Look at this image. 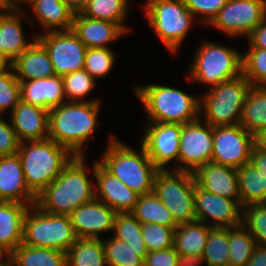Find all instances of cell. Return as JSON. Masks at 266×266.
<instances>
[{
    "instance_id": "obj_6",
    "label": "cell",
    "mask_w": 266,
    "mask_h": 266,
    "mask_svg": "<svg viewBox=\"0 0 266 266\" xmlns=\"http://www.w3.org/2000/svg\"><path fill=\"white\" fill-rule=\"evenodd\" d=\"M76 239L69 215L47 213L36 204L27 210L22 244L67 252Z\"/></svg>"
},
{
    "instance_id": "obj_37",
    "label": "cell",
    "mask_w": 266,
    "mask_h": 266,
    "mask_svg": "<svg viewBox=\"0 0 266 266\" xmlns=\"http://www.w3.org/2000/svg\"><path fill=\"white\" fill-rule=\"evenodd\" d=\"M242 226L229 228V266H247L256 242Z\"/></svg>"
},
{
    "instance_id": "obj_46",
    "label": "cell",
    "mask_w": 266,
    "mask_h": 266,
    "mask_svg": "<svg viewBox=\"0 0 266 266\" xmlns=\"http://www.w3.org/2000/svg\"><path fill=\"white\" fill-rule=\"evenodd\" d=\"M19 144L20 142L11 124L0 118V156L17 154Z\"/></svg>"
},
{
    "instance_id": "obj_44",
    "label": "cell",
    "mask_w": 266,
    "mask_h": 266,
    "mask_svg": "<svg viewBox=\"0 0 266 266\" xmlns=\"http://www.w3.org/2000/svg\"><path fill=\"white\" fill-rule=\"evenodd\" d=\"M20 100V82L11 69L0 75V115L9 108L12 112Z\"/></svg>"
},
{
    "instance_id": "obj_39",
    "label": "cell",
    "mask_w": 266,
    "mask_h": 266,
    "mask_svg": "<svg viewBox=\"0 0 266 266\" xmlns=\"http://www.w3.org/2000/svg\"><path fill=\"white\" fill-rule=\"evenodd\" d=\"M242 75L252 86L266 87V49L250 47L242 55Z\"/></svg>"
},
{
    "instance_id": "obj_14",
    "label": "cell",
    "mask_w": 266,
    "mask_h": 266,
    "mask_svg": "<svg viewBox=\"0 0 266 266\" xmlns=\"http://www.w3.org/2000/svg\"><path fill=\"white\" fill-rule=\"evenodd\" d=\"M266 17V0H229L209 24L233 37H248Z\"/></svg>"
},
{
    "instance_id": "obj_43",
    "label": "cell",
    "mask_w": 266,
    "mask_h": 266,
    "mask_svg": "<svg viewBox=\"0 0 266 266\" xmlns=\"http://www.w3.org/2000/svg\"><path fill=\"white\" fill-rule=\"evenodd\" d=\"M174 231L172 227L156 223L142 224V238L147 252L173 247Z\"/></svg>"
},
{
    "instance_id": "obj_42",
    "label": "cell",
    "mask_w": 266,
    "mask_h": 266,
    "mask_svg": "<svg viewBox=\"0 0 266 266\" xmlns=\"http://www.w3.org/2000/svg\"><path fill=\"white\" fill-rule=\"evenodd\" d=\"M95 79L85 70H78L63 76L66 101H81L95 86Z\"/></svg>"
},
{
    "instance_id": "obj_50",
    "label": "cell",
    "mask_w": 266,
    "mask_h": 266,
    "mask_svg": "<svg viewBox=\"0 0 266 266\" xmlns=\"http://www.w3.org/2000/svg\"><path fill=\"white\" fill-rule=\"evenodd\" d=\"M247 266H266V245H256Z\"/></svg>"
},
{
    "instance_id": "obj_48",
    "label": "cell",
    "mask_w": 266,
    "mask_h": 266,
    "mask_svg": "<svg viewBox=\"0 0 266 266\" xmlns=\"http://www.w3.org/2000/svg\"><path fill=\"white\" fill-rule=\"evenodd\" d=\"M250 47L266 49V17L247 37Z\"/></svg>"
},
{
    "instance_id": "obj_38",
    "label": "cell",
    "mask_w": 266,
    "mask_h": 266,
    "mask_svg": "<svg viewBox=\"0 0 266 266\" xmlns=\"http://www.w3.org/2000/svg\"><path fill=\"white\" fill-rule=\"evenodd\" d=\"M113 230L114 237L133 249H146L142 238V224L131 213H117Z\"/></svg>"
},
{
    "instance_id": "obj_12",
    "label": "cell",
    "mask_w": 266,
    "mask_h": 266,
    "mask_svg": "<svg viewBox=\"0 0 266 266\" xmlns=\"http://www.w3.org/2000/svg\"><path fill=\"white\" fill-rule=\"evenodd\" d=\"M255 137L239 125L213 127L212 161L235 169L250 162Z\"/></svg>"
},
{
    "instance_id": "obj_32",
    "label": "cell",
    "mask_w": 266,
    "mask_h": 266,
    "mask_svg": "<svg viewBox=\"0 0 266 266\" xmlns=\"http://www.w3.org/2000/svg\"><path fill=\"white\" fill-rule=\"evenodd\" d=\"M131 214L141 224L156 223L174 229L178 226L170 211L154 191L139 195L138 201Z\"/></svg>"
},
{
    "instance_id": "obj_19",
    "label": "cell",
    "mask_w": 266,
    "mask_h": 266,
    "mask_svg": "<svg viewBox=\"0 0 266 266\" xmlns=\"http://www.w3.org/2000/svg\"><path fill=\"white\" fill-rule=\"evenodd\" d=\"M37 196L26 184L18 154L0 156V201L35 205Z\"/></svg>"
},
{
    "instance_id": "obj_55",
    "label": "cell",
    "mask_w": 266,
    "mask_h": 266,
    "mask_svg": "<svg viewBox=\"0 0 266 266\" xmlns=\"http://www.w3.org/2000/svg\"><path fill=\"white\" fill-rule=\"evenodd\" d=\"M14 8L7 2V0H0V16L11 12Z\"/></svg>"
},
{
    "instance_id": "obj_27",
    "label": "cell",
    "mask_w": 266,
    "mask_h": 266,
    "mask_svg": "<svg viewBox=\"0 0 266 266\" xmlns=\"http://www.w3.org/2000/svg\"><path fill=\"white\" fill-rule=\"evenodd\" d=\"M35 17L44 27L46 32L61 30H70L74 13L62 0H28ZM57 28V29H56Z\"/></svg>"
},
{
    "instance_id": "obj_1",
    "label": "cell",
    "mask_w": 266,
    "mask_h": 266,
    "mask_svg": "<svg viewBox=\"0 0 266 266\" xmlns=\"http://www.w3.org/2000/svg\"><path fill=\"white\" fill-rule=\"evenodd\" d=\"M99 100L66 101L49 110L48 138L66 147L74 156H83L82 149L96 131Z\"/></svg>"
},
{
    "instance_id": "obj_51",
    "label": "cell",
    "mask_w": 266,
    "mask_h": 266,
    "mask_svg": "<svg viewBox=\"0 0 266 266\" xmlns=\"http://www.w3.org/2000/svg\"><path fill=\"white\" fill-rule=\"evenodd\" d=\"M204 260L200 256L188 255V254H178L177 266H200Z\"/></svg>"
},
{
    "instance_id": "obj_17",
    "label": "cell",
    "mask_w": 266,
    "mask_h": 266,
    "mask_svg": "<svg viewBox=\"0 0 266 266\" xmlns=\"http://www.w3.org/2000/svg\"><path fill=\"white\" fill-rule=\"evenodd\" d=\"M117 212L101 200L94 198L73 210L71 224L77 238H100V232L113 231Z\"/></svg>"
},
{
    "instance_id": "obj_26",
    "label": "cell",
    "mask_w": 266,
    "mask_h": 266,
    "mask_svg": "<svg viewBox=\"0 0 266 266\" xmlns=\"http://www.w3.org/2000/svg\"><path fill=\"white\" fill-rule=\"evenodd\" d=\"M22 15L24 17V12L19 8L0 16V46L2 47V54H5L12 61L37 39V36H34L32 42L25 40L22 22L20 21Z\"/></svg>"
},
{
    "instance_id": "obj_41",
    "label": "cell",
    "mask_w": 266,
    "mask_h": 266,
    "mask_svg": "<svg viewBox=\"0 0 266 266\" xmlns=\"http://www.w3.org/2000/svg\"><path fill=\"white\" fill-rule=\"evenodd\" d=\"M115 60L110 48H87L84 69L96 80L109 75Z\"/></svg>"
},
{
    "instance_id": "obj_4",
    "label": "cell",
    "mask_w": 266,
    "mask_h": 266,
    "mask_svg": "<svg viewBox=\"0 0 266 266\" xmlns=\"http://www.w3.org/2000/svg\"><path fill=\"white\" fill-rule=\"evenodd\" d=\"M140 149L138 153L111 135L108 148L99 162L127 187L143 195L153 191L155 175L159 169L142 144Z\"/></svg>"
},
{
    "instance_id": "obj_36",
    "label": "cell",
    "mask_w": 266,
    "mask_h": 266,
    "mask_svg": "<svg viewBox=\"0 0 266 266\" xmlns=\"http://www.w3.org/2000/svg\"><path fill=\"white\" fill-rule=\"evenodd\" d=\"M202 258L207 266H229V228L209 229Z\"/></svg>"
},
{
    "instance_id": "obj_24",
    "label": "cell",
    "mask_w": 266,
    "mask_h": 266,
    "mask_svg": "<svg viewBox=\"0 0 266 266\" xmlns=\"http://www.w3.org/2000/svg\"><path fill=\"white\" fill-rule=\"evenodd\" d=\"M29 205L0 201V256H9L23 241V220Z\"/></svg>"
},
{
    "instance_id": "obj_33",
    "label": "cell",
    "mask_w": 266,
    "mask_h": 266,
    "mask_svg": "<svg viewBox=\"0 0 266 266\" xmlns=\"http://www.w3.org/2000/svg\"><path fill=\"white\" fill-rule=\"evenodd\" d=\"M67 266H105L103 240L100 238H77L66 252Z\"/></svg>"
},
{
    "instance_id": "obj_54",
    "label": "cell",
    "mask_w": 266,
    "mask_h": 266,
    "mask_svg": "<svg viewBox=\"0 0 266 266\" xmlns=\"http://www.w3.org/2000/svg\"><path fill=\"white\" fill-rule=\"evenodd\" d=\"M255 144L266 151V129L255 136Z\"/></svg>"
},
{
    "instance_id": "obj_40",
    "label": "cell",
    "mask_w": 266,
    "mask_h": 266,
    "mask_svg": "<svg viewBox=\"0 0 266 266\" xmlns=\"http://www.w3.org/2000/svg\"><path fill=\"white\" fill-rule=\"evenodd\" d=\"M241 225L251 234L256 245H266V203L242 207Z\"/></svg>"
},
{
    "instance_id": "obj_31",
    "label": "cell",
    "mask_w": 266,
    "mask_h": 266,
    "mask_svg": "<svg viewBox=\"0 0 266 266\" xmlns=\"http://www.w3.org/2000/svg\"><path fill=\"white\" fill-rule=\"evenodd\" d=\"M14 266H67L66 252L20 244L10 255Z\"/></svg>"
},
{
    "instance_id": "obj_29",
    "label": "cell",
    "mask_w": 266,
    "mask_h": 266,
    "mask_svg": "<svg viewBox=\"0 0 266 266\" xmlns=\"http://www.w3.org/2000/svg\"><path fill=\"white\" fill-rule=\"evenodd\" d=\"M240 124L254 137L266 129V87L251 86L243 103Z\"/></svg>"
},
{
    "instance_id": "obj_57",
    "label": "cell",
    "mask_w": 266,
    "mask_h": 266,
    "mask_svg": "<svg viewBox=\"0 0 266 266\" xmlns=\"http://www.w3.org/2000/svg\"><path fill=\"white\" fill-rule=\"evenodd\" d=\"M28 0H7V2L14 8V9H19V2L24 3L27 2Z\"/></svg>"
},
{
    "instance_id": "obj_9",
    "label": "cell",
    "mask_w": 266,
    "mask_h": 266,
    "mask_svg": "<svg viewBox=\"0 0 266 266\" xmlns=\"http://www.w3.org/2000/svg\"><path fill=\"white\" fill-rule=\"evenodd\" d=\"M171 171L165 169L156 173L153 191L170 211L177 224L196 221L194 204L196 182L193 173Z\"/></svg>"
},
{
    "instance_id": "obj_10",
    "label": "cell",
    "mask_w": 266,
    "mask_h": 266,
    "mask_svg": "<svg viewBox=\"0 0 266 266\" xmlns=\"http://www.w3.org/2000/svg\"><path fill=\"white\" fill-rule=\"evenodd\" d=\"M149 25L165 46L177 52L193 22L184 0H149L145 7Z\"/></svg>"
},
{
    "instance_id": "obj_47",
    "label": "cell",
    "mask_w": 266,
    "mask_h": 266,
    "mask_svg": "<svg viewBox=\"0 0 266 266\" xmlns=\"http://www.w3.org/2000/svg\"><path fill=\"white\" fill-rule=\"evenodd\" d=\"M178 253L169 249L148 252L144 259V266H177Z\"/></svg>"
},
{
    "instance_id": "obj_56",
    "label": "cell",
    "mask_w": 266,
    "mask_h": 266,
    "mask_svg": "<svg viewBox=\"0 0 266 266\" xmlns=\"http://www.w3.org/2000/svg\"><path fill=\"white\" fill-rule=\"evenodd\" d=\"M0 266H14V264L9 256H0Z\"/></svg>"
},
{
    "instance_id": "obj_15",
    "label": "cell",
    "mask_w": 266,
    "mask_h": 266,
    "mask_svg": "<svg viewBox=\"0 0 266 266\" xmlns=\"http://www.w3.org/2000/svg\"><path fill=\"white\" fill-rule=\"evenodd\" d=\"M194 204L196 219L206 223L209 218H212L214 222L209 224L210 227L233 228L241 225L240 200L227 199L195 185Z\"/></svg>"
},
{
    "instance_id": "obj_2",
    "label": "cell",
    "mask_w": 266,
    "mask_h": 266,
    "mask_svg": "<svg viewBox=\"0 0 266 266\" xmlns=\"http://www.w3.org/2000/svg\"><path fill=\"white\" fill-rule=\"evenodd\" d=\"M83 156H74L61 174L37 195L36 205L51 214L69 215L95 198Z\"/></svg>"
},
{
    "instance_id": "obj_53",
    "label": "cell",
    "mask_w": 266,
    "mask_h": 266,
    "mask_svg": "<svg viewBox=\"0 0 266 266\" xmlns=\"http://www.w3.org/2000/svg\"><path fill=\"white\" fill-rule=\"evenodd\" d=\"M12 69L13 61L9 59L5 54L0 53V75L10 72Z\"/></svg>"
},
{
    "instance_id": "obj_35",
    "label": "cell",
    "mask_w": 266,
    "mask_h": 266,
    "mask_svg": "<svg viewBox=\"0 0 266 266\" xmlns=\"http://www.w3.org/2000/svg\"><path fill=\"white\" fill-rule=\"evenodd\" d=\"M128 5L123 0H88L82 15L98 20L117 23L125 32L128 27L123 25Z\"/></svg>"
},
{
    "instance_id": "obj_34",
    "label": "cell",
    "mask_w": 266,
    "mask_h": 266,
    "mask_svg": "<svg viewBox=\"0 0 266 266\" xmlns=\"http://www.w3.org/2000/svg\"><path fill=\"white\" fill-rule=\"evenodd\" d=\"M104 254L108 266H144L146 249H133L116 237L103 242Z\"/></svg>"
},
{
    "instance_id": "obj_28",
    "label": "cell",
    "mask_w": 266,
    "mask_h": 266,
    "mask_svg": "<svg viewBox=\"0 0 266 266\" xmlns=\"http://www.w3.org/2000/svg\"><path fill=\"white\" fill-rule=\"evenodd\" d=\"M210 228L198 220L178 224L174 231V249L178 254L203 257Z\"/></svg>"
},
{
    "instance_id": "obj_22",
    "label": "cell",
    "mask_w": 266,
    "mask_h": 266,
    "mask_svg": "<svg viewBox=\"0 0 266 266\" xmlns=\"http://www.w3.org/2000/svg\"><path fill=\"white\" fill-rule=\"evenodd\" d=\"M20 82V97L25 103L50 110L66 102L63 77L54 75Z\"/></svg>"
},
{
    "instance_id": "obj_11",
    "label": "cell",
    "mask_w": 266,
    "mask_h": 266,
    "mask_svg": "<svg viewBox=\"0 0 266 266\" xmlns=\"http://www.w3.org/2000/svg\"><path fill=\"white\" fill-rule=\"evenodd\" d=\"M36 36L47 49L56 75L63 77L84 69L87 47L72 29L45 31L44 34Z\"/></svg>"
},
{
    "instance_id": "obj_21",
    "label": "cell",
    "mask_w": 266,
    "mask_h": 266,
    "mask_svg": "<svg viewBox=\"0 0 266 266\" xmlns=\"http://www.w3.org/2000/svg\"><path fill=\"white\" fill-rule=\"evenodd\" d=\"M10 114L11 126L20 143L48 138V110L20 100Z\"/></svg>"
},
{
    "instance_id": "obj_5",
    "label": "cell",
    "mask_w": 266,
    "mask_h": 266,
    "mask_svg": "<svg viewBox=\"0 0 266 266\" xmlns=\"http://www.w3.org/2000/svg\"><path fill=\"white\" fill-rule=\"evenodd\" d=\"M151 123L186 124L199 119L200 98L158 84L134 89Z\"/></svg>"
},
{
    "instance_id": "obj_8",
    "label": "cell",
    "mask_w": 266,
    "mask_h": 266,
    "mask_svg": "<svg viewBox=\"0 0 266 266\" xmlns=\"http://www.w3.org/2000/svg\"><path fill=\"white\" fill-rule=\"evenodd\" d=\"M249 81L240 77L220 83L207 90L200 98V111L205 110V122L212 127L239 125L244 100L251 88Z\"/></svg>"
},
{
    "instance_id": "obj_20",
    "label": "cell",
    "mask_w": 266,
    "mask_h": 266,
    "mask_svg": "<svg viewBox=\"0 0 266 266\" xmlns=\"http://www.w3.org/2000/svg\"><path fill=\"white\" fill-rule=\"evenodd\" d=\"M193 176L200 188L227 199L240 200L237 169L210 161L199 166Z\"/></svg>"
},
{
    "instance_id": "obj_23",
    "label": "cell",
    "mask_w": 266,
    "mask_h": 266,
    "mask_svg": "<svg viewBox=\"0 0 266 266\" xmlns=\"http://www.w3.org/2000/svg\"><path fill=\"white\" fill-rule=\"evenodd\" d=\"M71 29L87 48H108V43L125 33L117 23L92 19L81 13L74 14Z\"/></svg>"
},
{
    "instance_id": "obj_13",
    "label": "cell",
    "mask_w": 266,
    "mask_h": 266,
    "mask_svg": "<svg viewBox=\"0 0 266 266\" xmlns=\"http://www.w3.org/2000/svg\"><path fill=\"white\" fill-rule=\"evenodd\" d=\"M200 118L182 125L179 140L178 166L171 170L194 172L199 166L212 161L213 127Z\"/></svg>"
},
{
    "instance_id": "obj_18",
    "label": "cell",
    "mask_w": 266,
    "mask_h": 266,
    "mask_svg": "<svg viewBox=\"0 0 266 266\" xmlns=\"http://www.w3.org/2000/svg\"><path fill=\"white\" fill-rule=\"evenodd\" d=\"M92 170L97 180L95 198L106 203L117 213H131L138 201L139 194L123 184L100 162L96 161Z\"/></svg>"
},
{
    "instance_id": "obj_25",
    "label": "cell",
    "mask_w": 266,
    "mask_h": 266,
    "mask_svg": "<svg viewBox=\"0 0 266 266\" xmlns=\"http://www.w3.org/2000/svg\"><path fill=\"white\" fill-rule=\"evenodd\" d=\"M12 69L19 81L56 75L47 49L38 39L13 61Z\"/></svg>"
},
{
    "instance_id": "obj_49",
    "label": "cell",
    "mask_w": 266,
    "mask_h": 266,
    "mask_svg": "<svg viewBox=\"0 0 266 266\" xmlns=\"http://www.w3.org/2000/svg\"><path fill=\"white\" fill-rule=\"evenodd\" d=\"M250 162L266 177V151L256 144L252 148Z\"/></svg>"
},
{
    "instance_id": "obj_3",
    "label": "cell",
    "mask_w": 266,
    "mask_h": 266,
    "mask_svg": "<svg viewBox=\"0 0 266 266\" xmlns=\"http://www.w3.org/2000/svg\"><path fill=\"white\" fill-rule=\"evenodd\" d=\"M17 154L26 184L36 196L61 174L74 157L66 147L49 138L21 142Z\"/></svg>"
},
{
    "instance_id": "obj_52",
    "label": "cell",
    "mask_w": 266,
    "mask_h": 266,
    "mask_svg": "<svg viewBox=\"0 0 266 266\" xmlns=\"http://www.w3.org/2000/svg\"><path fill=\"white\" fill-rule=\"evenodd\" d=\"M63 1L74 14L81 13L85 9L88 3V0H63Z\"/></svg>"
},
{
    "instance_id": "obj_30",
    "label": "cell",
    "mask_w": 266,
    "mask_h": 266,
    "mask_svg": "<svg viewBox=\"0 0 266 266\" xmlns=\"http://www.w3.org/2000/svg\"><path fill=\"white\" fill-rule=\"evenodd\" d=\"M241 206L266 203V177L251 162L237 169Z\"/></svg>"
},
{
    "instance_id": "obj_7",
    "label": "cell",
    "mask_w": 266,
    "mask_h": 266,
    "mask_svg": "<svg viewBox=\"0 0 266 266\" xmlns=\"http://www.w3.org/2000/svg\"><path fill=\"white\" fill-rule=\"evenodd\" d=\"M188 75L210 88L236 79L242 75V54L230 47L202 43Z\"/></svg>"
},
{
    "instance_id": "obj_45",
    "label": "cell",
    "mask_w": 266,
    "mask_h": 266,
    "mask_svg": "<svg viewBox=\"0 0 266 266\" xmlns=\"http://www.w3.org/2000/svg\"><path fill=\"white\" fill-rule=\"evenodd\" d=\"M229 0H184L186 7L190 10L194 18L196 15L203 16V22L210 24L217 16L220 9Z\"/></svg>"
},
{
    "instance_id": "obj_16",
    "label": "cell",
    "mask_w": 266,
    "mask_h": 266,
    "mask_svg": "<svg viewBox=\"0 0 266 266\" xmlns=\"http://www.w3.org/2000/svg\"><path fill=\"white\" fill-rule=\"evenodd\" d=\"M142 145L149 158L159 170H165L171 160L178 162L179 140L182 124L147 123Z\"/></svg>"
}]
</instances>
